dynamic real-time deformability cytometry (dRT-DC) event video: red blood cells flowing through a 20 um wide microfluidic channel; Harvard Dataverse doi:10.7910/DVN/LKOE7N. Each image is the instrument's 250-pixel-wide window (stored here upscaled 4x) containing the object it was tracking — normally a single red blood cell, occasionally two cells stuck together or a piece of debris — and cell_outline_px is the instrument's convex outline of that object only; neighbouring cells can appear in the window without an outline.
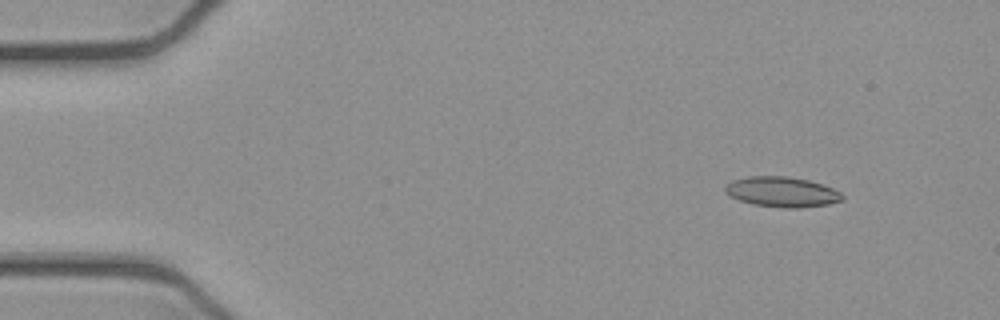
{"species": "common noctule bat (a hibernating species)", "species_latin": "Nyctalus noctula", "temperature_condition": "cold", "stored_images_in_passage": 49, "camera_frame_rate_fps": 3000, "um_per_image_px": 0.085, "animal": {"sex": "female", "body_mass_g": 21.9}, "frame": {"image": 1, "passage_image": 3, "time_ms": 0.667, "image_size_px": [1000, 320], "cell_outline_px": [[844, 200], [828, 204], [796, 208], [788, 208], [752, 204], [740, 200], [724, 192], [724, 184], [732, 180], [748, 176], [788, 176], [808, 180], [832, 188], [840, 192], [844, 196]], "centroid_in_image_um": [66.44, 16.3], "position_along_channel_um": 18.6, "area_um2": 20.58}}
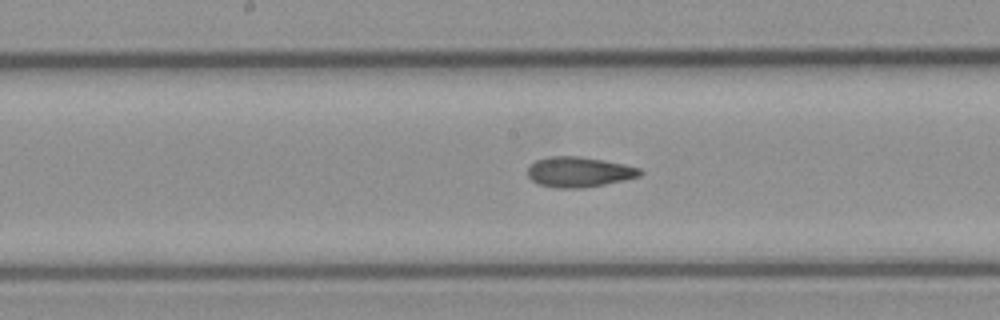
{"frame": {"image": 2, "passage_image": 24, "time_ms": 7.667, "image_size_px": [1000, 320], "cell_outline_px": [[644, 172], [640, 176], [624, 180], [604, 184], [580, 188], [556, 188], [540, 184], [532, 180], [528, 176], [528, 164], [536, 160], [548, 156], [580, 156], [604, 160], [624, 164], [640, 168]], "centroid_in_image_um": [49.21, 14.6], "position_along_channel_um": 199.0, "area_um2": 19.88}}
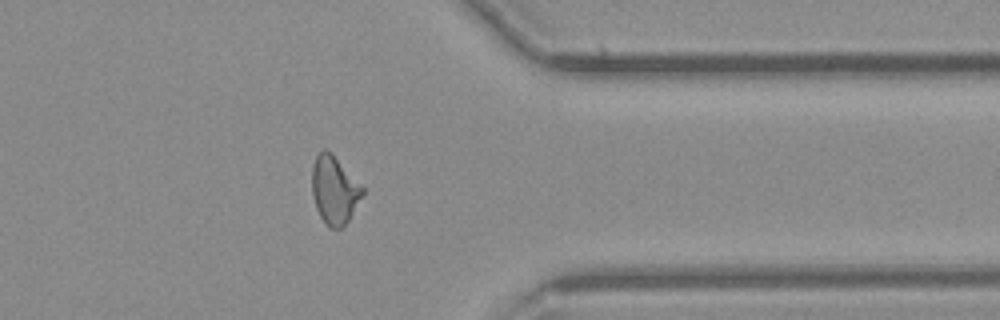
{"frame": {"image": 3, "passage_image": 39, "time_ms": 12.667, "image_size_px": [1000, 320], "cell_outline_px": [[364, 192], [348, 220], [340, 228], [328, 228], [324, 224], [316, 208], [312, 196], [312, 164], [316, 156], [324, 148], [328, 148], [332, 152], [364, 188]], "centroid_in_image_um": [28.39, 16.12], "position_along_channel_um": 383.0, "area_um2": 20.06}, "authors_computed_cell_mechanics": {"area_um2": 19.941, "velocity_mm_per_s": 3.9064, "shape_relaxation_time_tau1_ms": null, "shape_relaxation_time_tau2_ms": 2.7043, "deformation_change_tau1": null, "deformation_change_tau2": 0.0953}}